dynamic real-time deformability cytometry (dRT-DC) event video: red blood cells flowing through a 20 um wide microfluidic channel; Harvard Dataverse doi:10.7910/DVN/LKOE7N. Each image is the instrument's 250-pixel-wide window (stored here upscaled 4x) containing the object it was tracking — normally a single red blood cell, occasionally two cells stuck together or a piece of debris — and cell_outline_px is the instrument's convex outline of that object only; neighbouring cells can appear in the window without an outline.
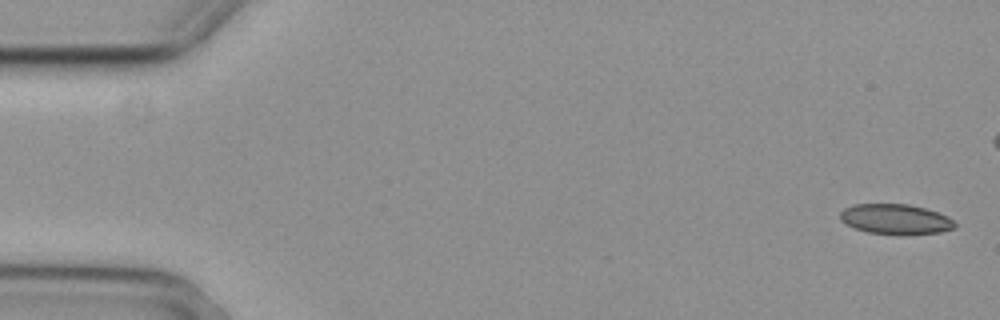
{"species": "common noctule bat (a hibernating species)", "species_latin": "Nyctalus noctula", "temperature_condition": "cold", "stored_images_in_passage": 6, "camera_frame_rate_fps": 3000, "um_per_image_px": 0.085, "animal": {"sex": "female", "body_mass_g": 29.2, "forearm_length_mm": 56.3}, "frame": {"image": 1, "passage_image": 1, "time_ms": 0.0, "image_size_px": [1000, 320], "cell_outline_px": [[956, 228], [940, 232], [900, 236], [868, 232], [844, 224], [840, 220], [840, 212], [844, 208], [852, 204], [908, 204], [924, 208], [948, 216], [956, 224]], "centroid_in_image_um": [76.11, 18.64], "position_along_channel_um": 8.9, "area_um2": 20.46}}
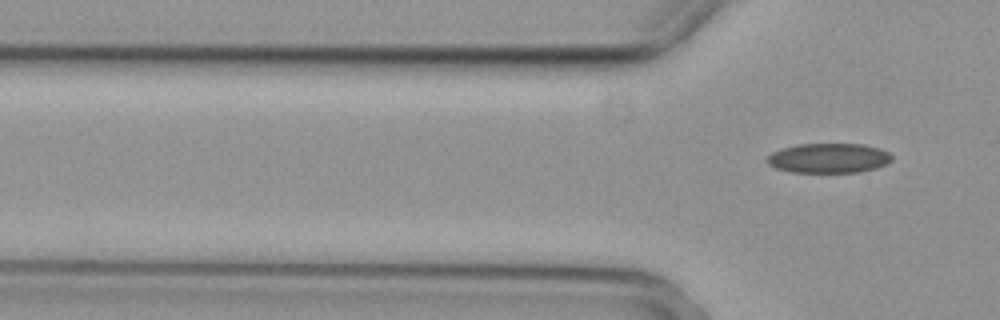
{"frame": {"image": 2, "passage_image": 6, "time_ms": 1.667, "image_size_px": [1000, 320], "cell_outline_px": [[892, 160], [876, 168], [860, 172], [792, 172], [776, 168], [768, 164], [764, 160], [772, 152], [780, 148], [796, 144], [864, 144], [880, 148], [888, 152], [892, 156]], "centroid_in_image_um": [70.41, 13.43], "position_along_channel_um": 55.4, "area_um2": 21.73}}